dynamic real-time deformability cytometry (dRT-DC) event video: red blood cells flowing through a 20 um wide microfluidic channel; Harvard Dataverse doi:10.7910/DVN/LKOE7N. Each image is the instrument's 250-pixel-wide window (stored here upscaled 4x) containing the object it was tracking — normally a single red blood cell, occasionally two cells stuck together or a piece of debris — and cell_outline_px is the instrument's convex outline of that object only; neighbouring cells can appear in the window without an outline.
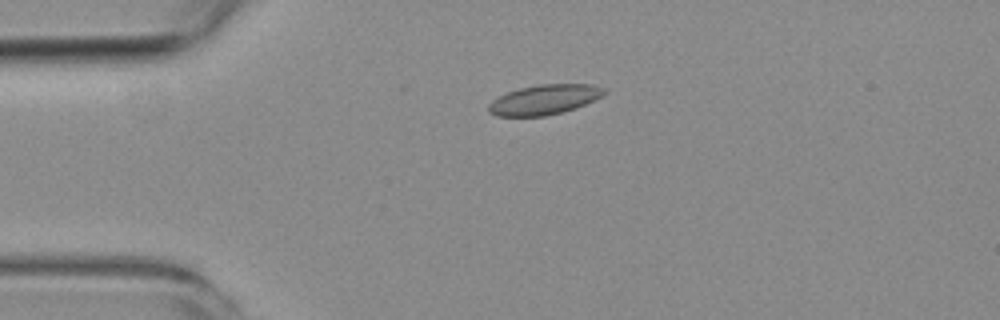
{"species": "common noctule bat (a hibernating species)", "species_latin": "Nyctalus noctula", "temperature_condition": "room temperature", "stored_images_in_passage": 4, "camera_frame_rate_fps": 3000, "um_per_image_px": 0.085, "animal": {"sex": "female", "body_mass_g": 19.3, "forearm_length_mm": 54.1}, "frame": {"image": 1, "passage_image": 2, "time_ms": 1.0, "image_size_px": [1000, 320], "cell_outline_px": [[608, 92], [576, 108], [544, 116], [496, 116], [488, 112], [488, 104], [492, 100], [508, 92], [520, 88], [540, 84], [592, 84], [604, 88]], "centroid_in_image_um": [46.24, 8.46], "position_along_channel_um": 38.8, "area_um2": 19.94}}
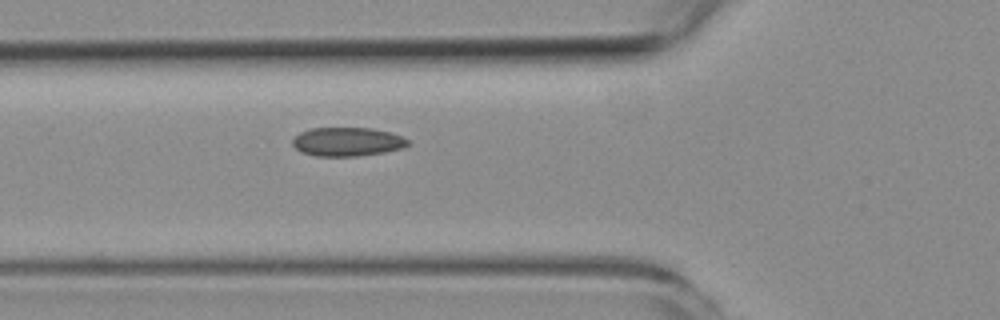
{"frame": {"image": 2, "passage_image": 4, "time_ms": 3.333, "image_size_px": [1000, 320], "cell_outline_px": [[408, 144], [400, 148], [384, 152], [356, 156], [316, 156], [300, 152], [292, 144], [292, 140], [300, 132], [312, 128], [372, 128], [388, 132], [400, 136], [408, 140]], "centroid_in_image_um": [29.46, 12.05], "position_along_channel_um": 96.3, "area_um2": 19.13}}